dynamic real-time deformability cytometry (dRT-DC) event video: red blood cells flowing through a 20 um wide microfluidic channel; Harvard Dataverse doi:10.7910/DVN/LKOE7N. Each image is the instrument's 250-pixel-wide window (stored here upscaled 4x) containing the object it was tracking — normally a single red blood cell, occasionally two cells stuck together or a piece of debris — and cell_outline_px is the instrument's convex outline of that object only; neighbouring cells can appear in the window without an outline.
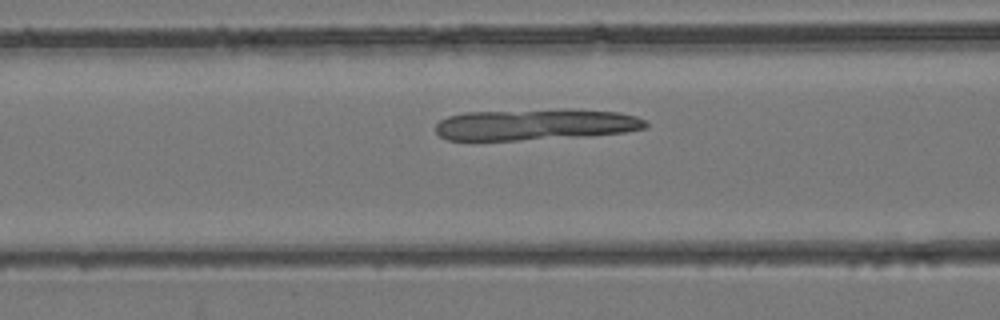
{"species": "common noctule bat (a hibernating species)", "species_latin": "Nyctalus noctula", "temperature_condition": "room temperature", "stored_images_in_passage": 19, "camera_frame_rate_fps": 3000, "um_per_image_px": 0.085, "animal": {"sex": "female", "body_mass_g": 24.6, "forearm_length_mm": 56.2}, "frame": {"image": 1, "passage_image": 11, "time_ms": 3.333, "image_size_px": [1000, 320], "cell_outline_px": [[648, 124], [644, 128], [624, 132], [584, 136], [520, 140], [448, 140], [440, 136], [436, 132], [436, 124], [440, 120], [448, 116], [464, 112], [568, 108], [620, 112], [636, 116], [644, 120]], "centroid_in_image_um": [45.5, 10.57], "position_along_channel_um": 121.1, "area_um2": 38.61}}
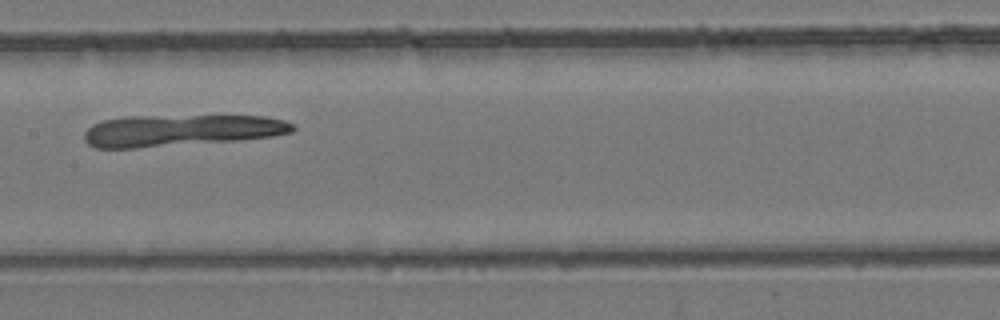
{"frame": {"image": 2, "passage_image": 15, "time_ms": 4.667, "image_size_px": [1000, 320], "cell_outline_px": [[296, 128], [292, 132], [272, 136], [236, 140], [136, 148], [96, 148], [88, 144], [84, 140], [84, 132], [92, 124], [104, 120], [124, 116], [268, 116], [284, 120], [292, 124]], "centroid_in_image_um": [15.35, 11.08], "position_along_channel_um": 192.0, "area_um2": 38.32}}
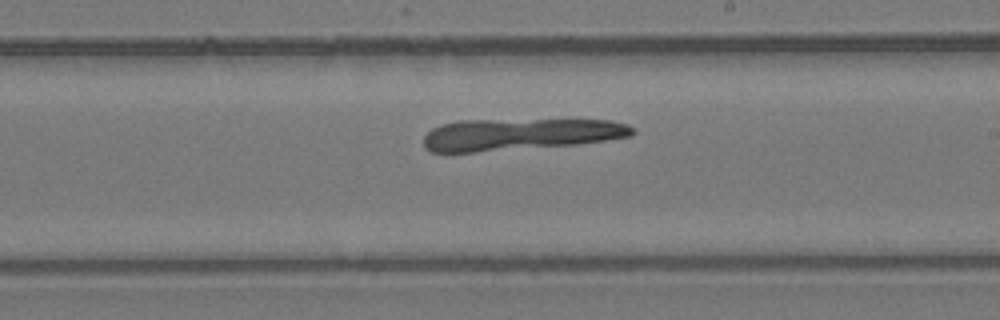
{"frame": {"image": 3, "passage_image": 18, "time_ms": 5.667, "image_size_px": [1000, 320], "cell_outline_px": [[636, 132], [632, 136], [576, 144], [472, 152], [432, 152], [424, 148], [424, 136], [432, 128], [444, 124], [460, 120], [608, 120], [628, 124], [636, 128]], "centroid_in_image_um": [44.22, 11.41], "position_along_channel_um": 244.8, "area_um2": 38.44}}